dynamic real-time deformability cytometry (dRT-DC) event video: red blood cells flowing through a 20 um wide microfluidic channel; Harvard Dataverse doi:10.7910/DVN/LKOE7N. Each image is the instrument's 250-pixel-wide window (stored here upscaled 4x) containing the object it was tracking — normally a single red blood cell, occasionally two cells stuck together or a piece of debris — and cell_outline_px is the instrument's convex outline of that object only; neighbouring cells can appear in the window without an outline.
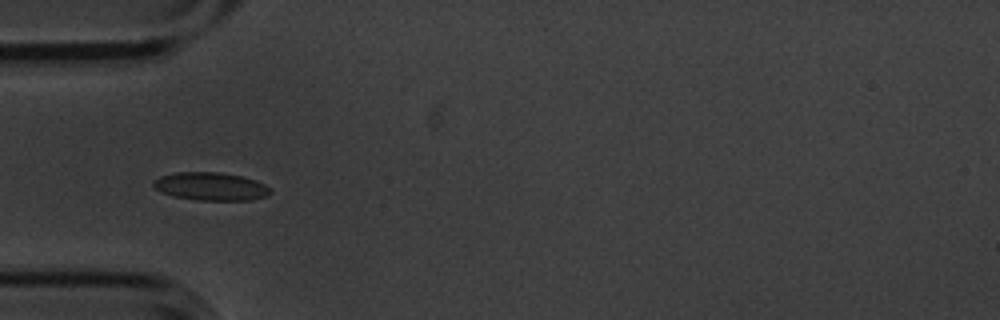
{"species": "common noctule bat (a hibernating species)", "species_latin": "Nyctalus noctula", "temperature_condition": "cold", "stored_images_in_passage": 9, "camera_frame_rate_fps": 3000, "um_per_image_px": 0.085, "animal": {"sex": "male", "body_mass_g": 20.1, "forearm_length_mm": 53.5}, "frame": {"image": 1, "passage_image": 6, "time_ms": 1.667, "image_size_px": [1000, 320], "cell_outline_px": [[272, 192], [268, 196], [252, 200], [200, 200], [172, 196], [160, 192], [152, 188], [152, 180], [160, 176], [176, 172], [220, 172], [240, 176], [256, 180], [264, 184]], "centroid_in_image_um": [17.87, 15.84], "position_along_channel_um": 67.1, "area_um2": 19.31}}
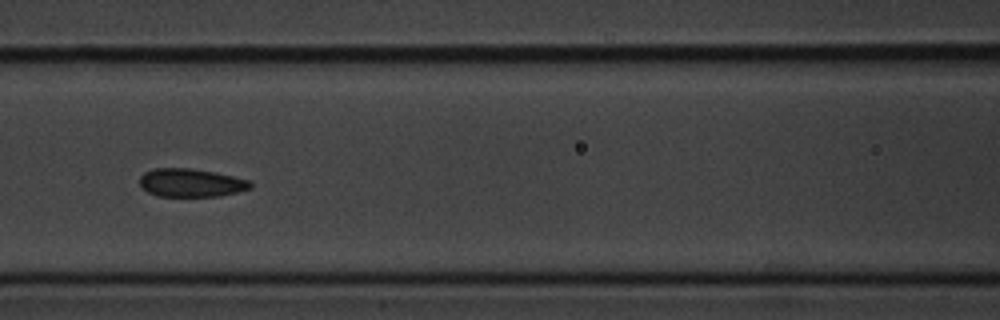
{"frame": {"image": 2, "passage_image": 8, "time_ms": 2.333, "image_size_px": [1000, 320], "cell_outline_px": [[252, 188], [220, 196], [156, 196], [140, 188], [140, 176], [144, 172], [152, 168], [188, 168], [216, 172], [248, 180], [252, 184]], "centroid_in_image_um": [16.19, 15.53], "position_along_channel_um": 150.4, "area_um2": 18.32}}
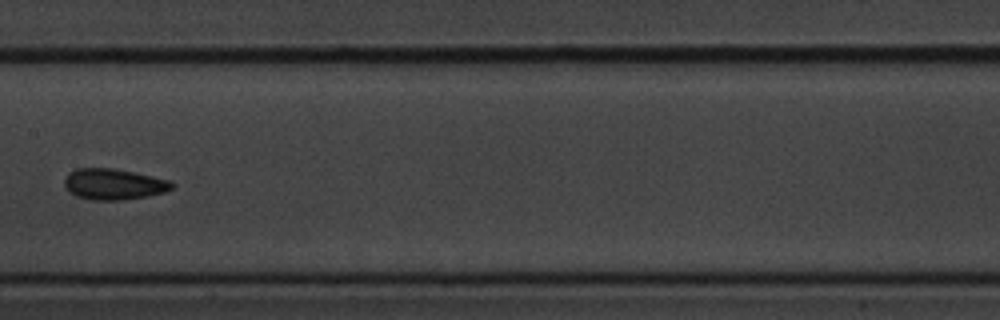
{"frame": {"image": 3, "passage_image": 9, "time_ms": 2.667, "image_size_px": [1000, 320], "cell_outline_px": [[176, 184], [172, 188], [164, 192], [148, 196], [124, 200], [92, 200], [76, 196], [68, 192], [64, 184], [64, 180], [68, 172], [76, 168], [112, 168], [172, 180]], "centroid_in_image_um": [9.66, 15.66], "position_along_channel_um": 197.7, "area_um2": 19.59}}